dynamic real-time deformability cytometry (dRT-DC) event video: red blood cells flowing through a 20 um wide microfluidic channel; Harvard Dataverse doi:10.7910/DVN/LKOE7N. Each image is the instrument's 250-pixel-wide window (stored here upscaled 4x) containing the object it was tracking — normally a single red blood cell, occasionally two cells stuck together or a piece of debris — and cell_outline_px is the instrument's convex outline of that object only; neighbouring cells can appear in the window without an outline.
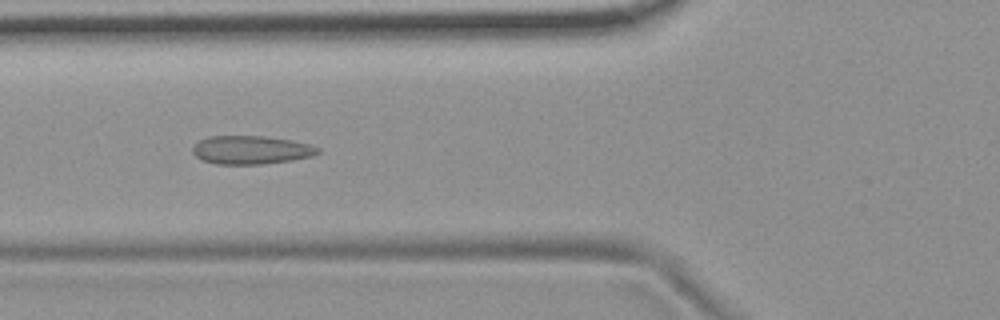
{"species": "common noctule bat (a hibernating species)", "species_latin": "Nyctalus noctula", "temperature_condition": "room temperature", "stored_images_in_passage": 6, "camera_frame_rate_fps": 3000, "um_per_image_px": 0.085, "animal": {"sex": "female", "body_mass_g": 19.9}, "frame": {"image": 1, "passage_image": 6, "time_ms": 1.667, "image_size_px": [1000, 320], "cell_outline_px": [[320, 152], [312, 156], [292, 160], [260, 164], [216, 164], [200, 160], [192, 152], [192, 148], [200, 140], [208, 136], [264, 136], [292, 140], [308, 144], [320, 148]], "centroid_in_image_um": [21.33, 12.74], "position_along_channel_um": 104.5, "area_um2": 20.75}}